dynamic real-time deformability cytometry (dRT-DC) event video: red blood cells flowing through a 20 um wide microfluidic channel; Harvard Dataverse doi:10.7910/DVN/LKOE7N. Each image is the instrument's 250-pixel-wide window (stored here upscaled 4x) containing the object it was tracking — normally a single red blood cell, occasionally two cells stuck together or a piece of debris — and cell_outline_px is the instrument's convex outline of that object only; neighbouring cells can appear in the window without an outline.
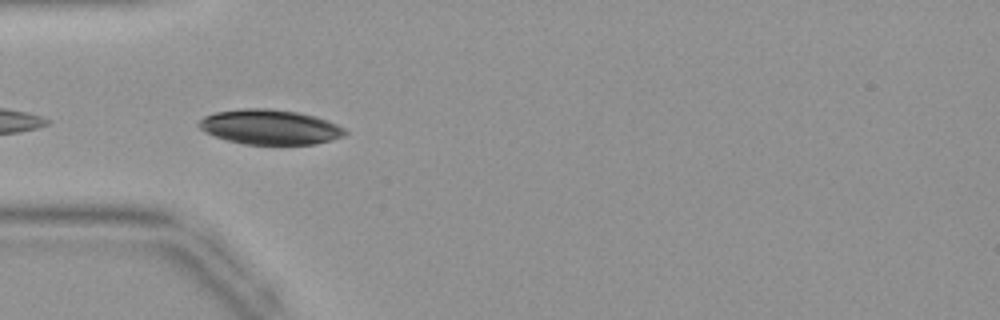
{"species": "common noctule bat (a hibernating species)", "species_latin": "Nyctalus noctula", "temperature_condition": "warm", "stored_images_in_passage": 23, "camera_frame_rate_fps": 3000, "um_per_image_px": 0.085, "animal": {"sex": "female", "body_mass_g": 19.9}, "frame": {"image": 1, "passage_image": 4, "time_ms": 1.0, "image_size_px": [1000, 320], "cell_outline_px": [[348, 132], [344, 136], [316, 144], [244, 144], [228, 140], [204, 132], [196, 124], [204, 116], [216, 112], [244, 108], [268, 108], [296, 112], [316, 116], [336, 124], [344, 128]], "centroid_in_image_um": [22.94, 10.79], "position_along_channel_um": 62.1, "area_um2": 29.59}}